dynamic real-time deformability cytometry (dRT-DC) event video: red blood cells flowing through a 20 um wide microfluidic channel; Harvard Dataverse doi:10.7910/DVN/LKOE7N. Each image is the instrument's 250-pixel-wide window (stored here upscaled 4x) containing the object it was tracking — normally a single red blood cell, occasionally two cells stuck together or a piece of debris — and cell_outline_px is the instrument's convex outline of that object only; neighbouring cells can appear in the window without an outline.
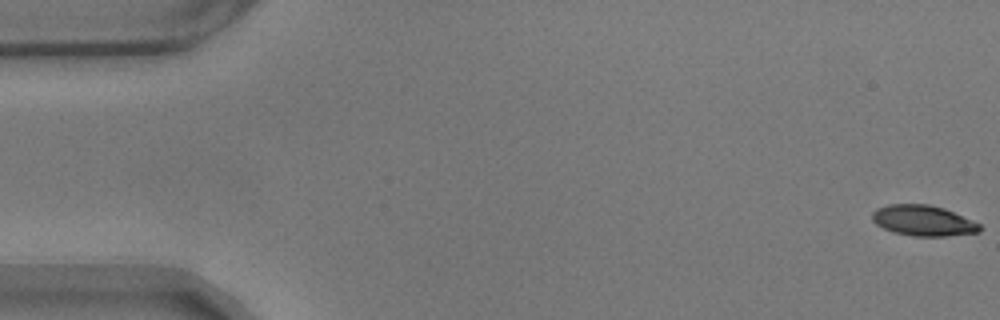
{"species": "common noctule bat (a hibernating species)", "species_latin": "Nyctalus noctula", "temperature_condition": "warm", "stored_images_in_passage": 55, "camera_frame_rate_fps": 3000, "um_per_image_px": 0.085, "animal": {"sex": "male", "body_mass_g": 17.9}, "frame": {"image": 1, "passage_image": 1, "time_ms": 0.0, "image_size_px": [1000, 320], "cell_outline_px": [[980, 232], [944, 236], [912, 236], [892, 232], [876, 224], [872, 220], [872, 212], [876, 208], [888, 204], [928, 204], [944, 208], [980, 224]], "centroid_in_image_um": [78.43, 18.75], "position_along_channel_um": 6.6, "area_um2": 19.13}}
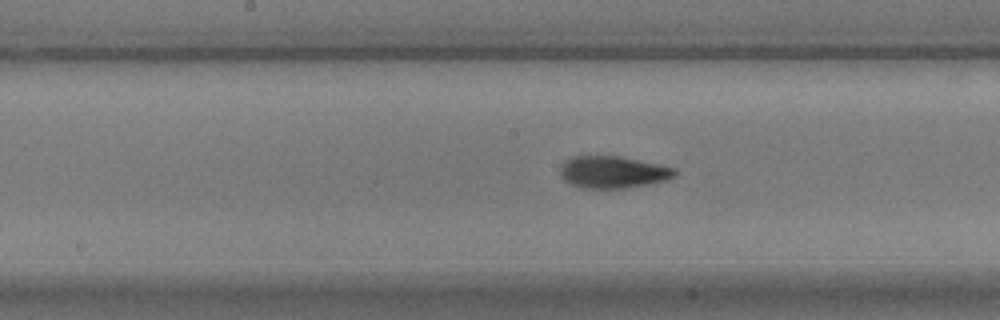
{"frame": {"image": 2, "passage_image": 29, "time_ms": 9.333, "image_size_px": [1000, 320], "cell_outline_px": [[676, 176], [668, 180], [648, 184], [624, 188], [584, 188], [572, 184], [564, 180], [560, 176], [560, 164], [564, 160], [572, 156], [620, 156], [676, 168]], "centroid_in_image_um": [52.08, 14.62], "position_along_channel_um": 196.1, "area_um2": 21.5}}
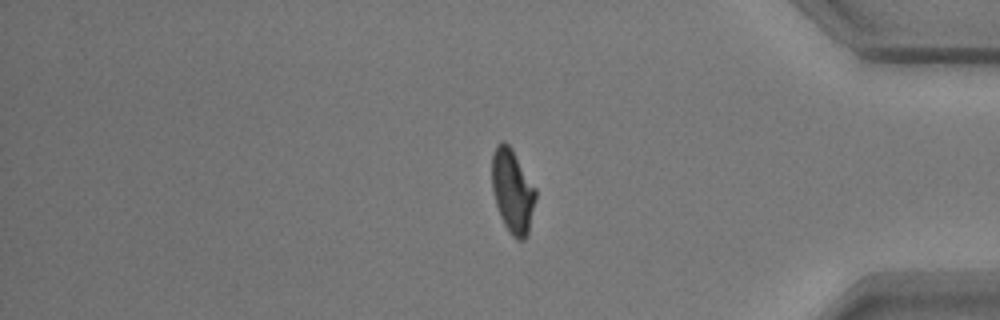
{"frame": {"image": 3, "passage_image": 48, "time_ms": 15.667, "image_size_px": [1000, 320], "cell_outline_px": [[536, 196], [528, 232], [524, 240], [516, 240], [508, 232], [500, 216], [492, 192], [492, 156], [496, 144], [500, 140], [504, 140], [512, 148], [536, 188]], "centroid_in_image_um": [43.55, 16.22], "position_along_channel_um": 391.6, "area_um2": 21.5}}